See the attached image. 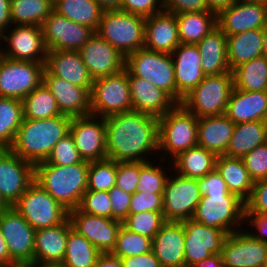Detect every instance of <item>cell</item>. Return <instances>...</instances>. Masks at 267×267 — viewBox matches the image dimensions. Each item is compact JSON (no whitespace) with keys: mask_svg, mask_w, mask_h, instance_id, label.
<instances>
[{"mask_svg":"<svg viewBox=\"0 0 267 267\" xmlns=\"http://www.w3.org/2000/svg\"><path fill=\"white\" fill-rule=\"evenodd\" d=\"M105 124L108 159L147 162L146 154L158 152L157 117L132 110L106 116Z\"/></svg>","mask_w":267,"mask_h":267,"instance_id":"cell-1","label":"cell"},{"mask_svg":"<svg viewBox=\"0 0 267 267\" xmlns=\"http://www.w3.org/2000/svg\"><path fill=\"white\" fill-rule=\"evenodd\" d=\"M71 120L66 115L23 119L10 150L34 166L44 162L57 142L69 133Z\"/></svg>","mask_w":267,"mask_h":267,"instance_id":"cell-2","label":"cell"},{"mask_svg":"<svg viewBox=\"0 0 267 267\" xmlns=\"http://www.w3.org/2000/svg\"><path fill=\"white\" fill-rule=\"evenodd\" d=\"M89 162L73 165H54L44 162L35 165L36 181L68 211L78 208L87 190Z\"/></svg>","mask_w":267,"mask_h":267,"instance_id":"cell-3","label":"cell"},{"mask_svg":"<svg viewBox=\"0 0 267 267\" xmlns=\"http://www.w3.org/2000/svg\"><path fill=\"white\" fill-rule=\"evenodd\" d=\"M145 19L120 9H107L95 33L126 57L143 48Z\"/></svg>","mask_w":267,"mask_h":267,"instance_id":"cell-4","label":"cell"},{"mask_svg":"<svg viewBox=\"0 0 267 267\" xmlns=\"http://www.w3.org/2000/svg\"><path fill=\"white\" fill-rule=\"evenodd\" d=\"M198 118L181 104L158 118V151L172 160L180 153L197 146Z\"/></svg>","mask_w":267,"mask_h":267,"instance_id":"cell-5","label":"cell"},{"mask_svg":"<svg viewBox=\"0 0 267 267\" xmlns=\"http://www.w3.org/2000/svg\"><path fill=\"white\" fill-rule=\"evenodd\" d=\"M234 87L233 73L205 76L181 101L197 118L223 115Z\"/></svg>","mask_w":267,"mask_h":267,"instance_id":"cell-6","label":"cell"},{"mask_svg":"<svg viewBox=\"0 0 267 267\" xmlns=\"http://www.w3.org/2000/svg\"><path fill=\"white\" fill-rule=\"evenodd\" d=\"M128 75L141 77L166 91L176 101L174 63L169 53L138 49L125 57Z\"/></svg>","mask_w":267,"mask_h":267,"instance_id":"cell-7","label":"cell"},{"mask_svg":"<svg viewBox=\"0 0 267 267\" xmlns=\"http://www.w3.org/2000/svg\"><path fill=\"white\" fill-rule=\"evenodd\" d=\"M91 115L106 117L133 110L130 96L129 75L121 72L93 80Z\"/></svg>","mask_w":267,"mask_h":267,"instance_id":"cell-8","label":"cell"},{"mask_svg":"<svg viewBox=\"0 0 267 267\" xmlns=\"http://www.w3.org/2000/svg\"><path fill=\"white\" fill-rule=\"evenodd\" d=\"M13 206L35 230L54 227L69 217V211L36 181Z\"/></svg>","mask_w":267,"mask_h":267,"instance_id":"cell-9","label":"cell"},{"mask_svg":"<svg viewBox=\"0 0 267 267\" xmlns=\"http://www.w3.org/2000/svg\"><path fill=\"white\" fill-rule=\"evenodd\" d=\"M244 212L245 202L237 195H202L192 219L230 234L240 230Z\"/></svg>","mask_w":267,"mask_h":267,"instance_id":"cell-10","label":"cell"},{"mask_svg":"<svg viewBox=\"0 0 267 267\" xmlns=\"http://www.w3.org/2000/svg\"><path fill=\"white\" fill-rule=\"evenodd\" d=\"M44 70L45 63L3 57L0 62V97L23 100L43 83Z\"/></svg>","mask_w":267,"mask_h":267,"instance_id":"cell-11","label":"cell"},{"mask_svg":"<svg viewBox=\"0 0 267 267\" xmlns=\"http://www.w3.org/2000/svg\"><path fill=\"white\" fill-rule=\"evenodd\" d=\"M168 177L163 191V214L166 221L191 219L201 200L198 180L176 174Z\"/></svg>","mask_w":267,"mask_h":267,"instance_id":"cell-12","label":"cell"},{"mask_svg":"<svg viewBox=\"0 0 267 267\" xmlns=\"http://www.w3.org/2000/svg\"><path fill=\"white\" fill-rule=\"evenodd\" d=\"M41 28L48 51H78L95 34L88 26L75 23L54 10L43 21Z\"/></svg>","mask_w":267,"mask_h":267,"instance_id":"cell-13","label":"cell"},{"mask_svg":"<svg viewBox=\"0 0 267 267\" xmlns=\"http://www.w3.org/2000/svg\"><path fill=\"white\" fill-rule=\"evenodd\" d=\"M182 222L185 230V267H193L212 255L221 254L227 232L207 227L192 218Z\"/></svg>","mask_w":267,"mask_h":267,"instance_id":"cell-14","label":"cell"},{"mask_svg":"<svg viewBox=\"0 0 267 267\" xmlns=\"http://www.w3.org/2000/svg\"><path fill=\"white\" fill-rule=\"evenodd\" d=\"M69 132L84 161L93 162L107 158L105 117H74Z\"/></svg>","mask_w":267,"mask_h":267,"instance_id":"cell-15","label":"cell"},{"mask_svg":"<svg viewBox=\"0 0 267 267\" xmlns=\"http://www.w3.org/2000/svg\"><path fill=\"white\" fill-rule=\"evenodd\" d=\"M35 166L10 149H0V194L13 206L34 182Z\"/></svg>","mask_w":267,"mask_h":267,"instance_id":"cell-16","label":"cell"},{"mask_svg":"<svg viewBox=\"0 0 267 267\" xmlns=\"http://www.w3.org/2000/svg\"><path fill=\"white\" fill-rule=\"evenodd\" d=\"M0 229L13 261L33 260L36 230L14 206L0 212Z\"/></svg>","mask_w":267,"mask_h":267,"instance_id":"cell-17","label":"cell"},{"mask_svg":"<svg viewBox=\"0 0 267 267\" xmlns=\"http://www.w3.org/2000/svg\"><path fill=\"white\" fill-rule=\"evenodd\" d=\"M1 39L8 42V49L3 48L4 57L16 61L46 62L48 50L41 26L15 25L8 35L4 32L0 36Z\"/></svg>","mask_w":267,"mask_h":267,"instance_id":"cell-18","label":"cell"},{"mask_svg":"<svg viewBox=\"0 0 267 267\" xmlns=\"http://www.w3.org/2000/svg\"><path fill=\"white\" fill-rule=\"evenodd\" d=\"M242 229L228 234L221 257L224 267H264L267 244Z\"/></svg>","mask_w":267,"mask_h":267,"instance_id":"cell-19","label":"cell"},{"mask_svg":"<svg viewBox=\"0 0 267 267\" xmlns=\"http://www.w3.org/2000/svg\"><path fill=\"white\" fill-rule=\"evenodd\" d=\"M72 228L87 238L101 253H111L122 222L112 218L89 215L78 208L69 211Z\"/></svg>","mask_w":267,"mask_h":267,"instance_id":"cell-20","label":"cell"},{"mask_svg":"<svg viewBox=\"0 0 267 267\" xmlns=\"http://www.w3.org/2000/svg\"><path fill=\"white\" fill-rule=\"evenodd\" d=\"M78 51L93 80L125 69V57L96 33Z\"/></svg>","mask_w":267,"mask_h":267,"instance_id":"cell-21","label":"cell"},{"mask_svg":"<svg viewBox=\"0 0 267 267\" xmlns=\"http://www.w3.org/2000/svg\"><path fill=\"white\" fill-rule=\"evenodd\" d=\"M43 83L55 97L62 115L71 118L91 115V89H85L58 78L46 68L43 73Z\"/></svg>","mask_w":267,"mask_h":267,"instance_id":"cell-22","label":"cell"},{"mask_svg":"<svg viewBox=\"0 0 267 267\" xmlns=\"http://www.w3.org/2000/svg\"><path fill=\"white\" fill-rule=\"evenodd\" d=\"M267 24V1L258 3L235 2L217 16V26L226 36L253 29H263Z\"/></svg>","mask_w":267,"mask_h":267,"instance_id":"cell-23","label":"cell"},{"mask_svg":"<svg viewBox=\"0 0 267 267\" xmlns=\"http://www.w3.org/2000/svg\"><path fill=\"white\" fill-rule=\"evenodd\" d=\"M176 102L194 89L205 77L201 67V55L196 45L180 44L172 53ZM175 56V58H174Z\"/></svg>","mask_w":267,"mask_h":267,"instance_id":"cell-24","label":"cell"},{"mask_svg":"<svg viewBox=\"0 0 267 267\" xmlns=\"http://www.w3.org/2000/svg\"><path fill=\"white\" fill-rule=\"evenodd\" d=\"M129 85L134 111L160 118L178 104L166 91L141 77L129 75Z\"/></svg>","mask_w":267,"mask_h":267,"instance_id":"cell-25","label":"cell"},{"mask_svg":"<svg viewBox=\"0 0 267 267\" xmlns=\"http://www.w3.org/2000/svg\"><path fill=\"white\" fill-rule=\"evenodd\" d=\"M183 222L167 221L152 239V251L162 267H185Z\"/></svg>","mask_w":267,"mask_h":267,"instance_id":"cell-26","label":"cell"},{"mask_svg":"<svg viewBox=\"0 0 267 267\" xmlns=\"http://www.w3.org/2000/svg\"><path fill=\"white\" fill-rule=\"evenodd\" d=\"M180 44L175 14L162 11L145 19L143 48L171 54Z\"/></svg>","mask_w":267,"mask_h":267,"instance_id":"cell-27","label":"cell"},{"mask_svg":"<svg viewBox=\"0 0 267 267\" xmlns=\"http://www.w3.org/2000/svg\"><path fill=\"white\" fill-rule=\"evenodd\" d=\"M45 68L58 78L85 89H92L93 79L83 63L79 51H48Z\"/></svg>","mask_w":267,"mask_h":267,"instance_id":"cell-28","label":"cell"},{"mask_svg":"<svg viewBox=\"0 0 267 267\" xmlns=\"http://www.w3.org/2000/svg\"><path fill=\"white\" fill-rule=\"evenodd\" d=\"M71 228L68 217L59 225L36 230L33 260L37 264L62 263L66 253L68 231Z\"/></svg>","mask_w":267,"mask_h":267,"instance_id":"cell-29","label":"cell"},{"mask_svg":"<svg viewBox=\"0 0 267 267\" xmlns=\"http://www.w3.org/2000/svg\"><path fill=\"white\" fill-rule=\"evenodd\" d=\"M225 115L234 123L267 119V90L245 91L233 87Z\"/></svg>","mask_w":267,"mask_h":267,"instance_id":"cell-30","label":"cell"},{"mask_svg":"<svg viewBox=\"0 0 267 267\" xmlns=\"http://www.w3.org/2000/svg\"><path fill=\"white\" fill-rule=\"evenodd\" d=\"M234 126L225 114L198 118L197 145L216 156L225 155Z\"/></svg>","mask_w":267,"mask_h":267,"instance_id":"cell-31","label":"cell"},{"mask_svg":"<svg viewBox=\"0 0 267 267\" xmlns=\"http://www.w3.org/2000/svg\"><path fill=\"white\" fill-rule=\"evenodd\" d=\"M201 67L205 76L230 72L227 52V36L216 26L198 44Z\"/></svg>","mask_w":267,"mask_h":267,"instance_id":"cell-32","label":"cell"},{"mask_svg":"<svg viewBox=\"0 0 267 267\" xmlns=\"http://www.w3.org/2000/svg\"><path fill=\"white\" fill-rule=\"evenodd\" d=\"M215 169L227 184L230 193L237 195L244 202L250 198L254 181L250 178L242 158L219 155Z\"/></svg>","mask_w":267,"mask_h":267,"instance_id":"cell-33","label":"cell"},{"mask_svg":"<svg viewBox=\"0 0 267 267\" xmlns=\"http://www.w3.org/2000/svg\"><path fill=\"white\" fill-rule=\"evenodd\" d=\"M228 64L231 72L238 66L262 56L263 29L227 36Z\"/></svg>","mask_w":267,"mask_h":267,"instance_id":"cell-34","label":"cell"},{"mask_svg":"<svg viewBox=\"0 0 267 267\" xmlns=\"http://www.w3.org/2000/svg\"><path fill=\"white\" fill-rule=\"evenodd\" d=\"M181 44H198L217 26V16L209 11L175 14Z\"/></svg>","mask_w":267,"mask_h":267,"instance_id":"cell-35","label":"cell"},{"mask_svg":"<svg viewBox=\"0 0 267 267\" xmlns=\"http://www.w3.org/2000/svg\"><path fill=\"white\" fill-rule=\"evenodd\" d=\"M266 140L265 121H248L235 124L225 155L242 158Z\"/></svg>","mask_w":267,"mask_h":267,"instance_id":"cell-36","label":"cell"},{"mask_svg":"<svg viewBox=\"0 0 267 267\" xmlns=\"http://www.w3.org/2000/svg\"><path fill=\"white\" fill-rule=\"evenodd\" d=\"M217 156L204 147L195 146L173 159L174 172L183 177L199 179L215 169Z\"/></svg>","mask_w":267,"mask_h":267,"instance_id":"cell-37","label":"cell"},{"mask_svg":"<svg viewBox=\"0 0 267 267\" xmlns=\"http://www.w3.org/2000/svg\"><path fill=\"white\" fill-rule=\"evenodd\" d=\"M54 11L95 32L104 13V9L95 0H58L54 4Z\"/></svg>","mask_w":267,"mask_h":267,"instance_id":"cell-38","label":"cell"},{"mask_svg":"<svg viewBox=\"0 0 267 267\" xmlns=\"http://www.w3.org/2000/svg\"><path fill=\"white\" fill-rule=\"evenodd\" d=\"M234 88L245 91L267 90V58L263 55L236 67L233 71Z\"/></svg>","mask_w":267,"mask_h":267,"instance_id":"cell-39","label":"cell"},{"mask_svg":"<svg viewBox=\"0 0 267 267\" xmlns=\"http://www.w3.org/2000/svg\"><path fill=\"white\" fill-rule=\"evenodd\" d=\"M22 100L0 97V149H10L23 122Z\"/></svg>","mask_w":267,"mask_h":267,"instance_id":"cell-40","label":"cell"},{"mask_svg":"<svg viewBox=\"0 0 267 267\" xmlns=\"http://www.w3.org/2000/svg\"><path fill=\"white\" fill-rule=\"evenodd\" d=\"M101 252L75 229L68 231L66 253L63 264L66 267H94Z\"/></svg>","mask_w":267,"mask_h":267,"instance_id":"cell-41","label":"cell"},{"mask_svg":"<svg viewBox=\"0 0 267 267\" xmlns=\"http://www.w3.org/2000/svg\"><path fill=\"white\" fill-rule=\"evenodd\" d=\"M24 119H44L62 115L53 94L42 83L31 91L23 100Z\"/></svg>","mask_w":267,"mask_h":267,"instance_id":"cell-42","label":"cell"},{"mask_svg":"<svg viewBox=\"0 0 267 267\" xmlns=\"http://www.w3.org/2000/svg\"><path fill=\"white\" fill-rule=\"evenodd\" d=\"M53 10L50 0H11V22L41 26Z\"/></svg>","mask_w":267,"mask_h":267,"instance_id":"cell-43","label":"cell"},{"mask_svg":"<svg viewBox=\"0 0 267 267\" xmlns=\"http://www.w3.org/2000/svg\"><path fill=\"white\" fill-rule=\"evenodd\" d=\"M150 251H152V238L132 232L122 225L111 254L119 258H127Z\"/></svg>","mask_w":267,"mask_h":267,"instance_id":"cell-44","label":"cell"},{"mask_svg":"<svg viewBox=\"0 0 267 267\" xmlns=\"http://www.w3.org/2000/svg\"><path fill=\"white\" fill-rule=\"evenodd\" d=\"M117 162L103 159L89 162L87 190L107 191L115 186Z\"/></svg>","mask_w":267,"mask_h":267,"instance_id":"cell-45","label":"cell"},{"mask_svg":"<svg viewBox=\"0 0 267 267\" xmlns=\"http://www.w3.org/2000/svg\"><path fill=\"white\" fill-rule=\"evenodd\" d=\"M166 222L163 212L143 211L128 214L122 225L132 232L153 239Z\"/></svg>","mask_w":267,"mask_h":267,"instance_id":"cell-46","label":"cell"},{"mask_svg":"<svg viewBox=\"0 0 267 267\" xmlns=\"http://www.w3.org/2000/svg\"><path fill=\"white\" fill-rule=\"evenodd\" d=\"M159 166L153 165L151 160L139 162V182L136 192L163 194L169 176Z\"/></svg>","mask_w":267,"mask_h":267,"instance_id":"cell-47","label":"cell"},{"mask_svg":"<svg viewBox=\"0 0 267 267\" xmlns=\"http://www.w3.org/2000/svg\"><path fill=\"white\" fill-rule=\"evenodd\" d=\"M78 209L89 215L112 218L111 200L107 191L86 190Z\"/></svg>","mask_w":267,"mask_h":267,"instance_id":"cell-48","label":"cell"},{"mask_svg":"<svg viewBox=\"0 0 267 267\" xmlns=\"http://www.w3.org/2000/svg\"><path fill=\"white\" fill-rule=\"evenodd\" d=\"M82 161L70 132L57 142L45 160L46 163L62 166L78 164Z\"/></svg>","mask_w":267,"mask_h":267,"instance_id":"cell-49","label":"cell"},{"mask_svg":"<svg viewBox=\"0 0 267 267\" xmlns=\"http://www.w3.org/2000/svg\"><path fill=\"white\" fill-rule=\"evenodd\" d=\"M242 160L254 182L267 178V142L248 152Z\"/></svg>","mask_w":267,"mask_h":267,"instance_id":"cell-50","label":"cell"},{"mask_svg":"<svg viewBox=\"0 0 267 267\" xmlns=\"http://www.w3.org/2000/svg\"><path fill=\"white\" fill-rule=\"evenodd\" d=\"M139 182V162H117L115 185L129 194L136 192Z\"/></svg>","mask_w":267,"mask_h":267,"instance_id":"cell-51","label":"cell"},{"mask_svg":"<svg viewBox=\"0 0 267 267\" xmlns=\"http://www.w3.org/2000/svg\"><path fill=\"white\" fill-rule=\"evenodd\" d=\"M163 194L134 192L131 195L129 214L143 211L163 212Z\"/></svg>","mask_w":267,"mask_h":267,"instance_id":"cell-52","label":"cell"},{"mask_svg":"<svg viewBox=\"0 0 267 267\" xmlns=\"http://www.w3.org/2000/svg\"><path fill=\"white\" fill-rule=\"evenodd\" d=\"M120 10L147 18L164 11L163 0H121Z\"/></svg>","mask_w":267,"mask_h":267,"instance_id":"cell-53","label":"cell"},{"mask_svg":"<svg viewBox=\"0 0 267 267\" xmlns=\"http://www.w3.org/2000/svg\"><path fill=\"white\" fill-rule=\"evenodd\" d=\"M244 213L267 214V178L254 182Z\"/></svg>","mask_w":267,"mask_h":267,"instance_id":"cell-54","label":"cell"},{"mask_svg":"<svg viewBox=\"0 0 267 267\" xmlns=\"http://www.w3.org/2000/svg\"><path fill=\"white\" fill-rule=\"evenodd\" d=\"M197 180L201 195H235L230 193L227 184L216 169Z\"/></svg>","mask_w":267,"mask_h":267,"instance_id":"cell-55","label":"cell"},{"mask_svg":"<svg viewBox=\"0 0 267 267\" xmlns=\"http://www.w3.org/2000/svg\"><path fill=\"white\" fill-rule=\"evenodd\" d=\"M108 193L111 200L112 219L122 222L129 214L132 194L126 193L116 185Z\"/></svg>","mask_w":267,"mask_h":267,"instance_id":"cell-56","label":"cell"},{"mask_svg":"<svg viewBox=\"0 0 267 267\" xmlns=\"http://www.w3.org/2000/svg\"><path fill=\"white\" fill-rule=\"evenodd\" d=\"M163 8L172 14L208 11L206 0H163Z\"/></svg>","mask_w":267,"mask_h":267,"instance_id":"cell-57","label":"cell"},{"mask_svg":"<svg viewBox=\"0 0 267 267\" xmlns=\"http://www.w3.org/2000/svg\"><path fill=\"white\" fill-rule=\"evenodd\" d=\"M248 219L250 226L255 228L253 230L255 232H252L251 228V231L248 233L255 239L267 244V214L244 213V221H248Z\"/></svg>","mask_w":267,"mask_h":267,"instance_id":"cell-58","label":"cell"},{"mask_svg":"<svg viewBox=\"0 0 267 267\" xmlns=\"http://www.w3.org/2000/svg\"><path fill=\"white\" fill-rule=\"evenodd\" d=\"M121 261L124 267H162L153 251L142 255L121 258Z\"/></svg>","mask_w":267,"mask_h":267,"instance_id":"cell-59","label":"cell"},{"mask_svg":"<svg viewBox=\"0 0 267 267\" xmlns=\"http://www.w3.org/2000/svg\"><path fill=\"white\" fill-rule=\"evenodd\" d=\"M11 24V0H0V36Z\"/></svg>","mask_w":267,"mask_h":267,"instance_id":"cell-60","label":"cell"},{"mask_svg":"<svg viewBox=\"0 0 267 267\" xmlns=\"http://www.w3.org/2000/svg\"><path fill=\"white\" fill-rule=\"evenodd\" d=\"M94 267H124L121 258L111 253H101L95 262Z\"/></svg>","mask_w":267,"mask_h":267,"instance_id":"cell-61","label":"cell"},{"mask_svg":"<svg viewBox=\"0 0 267 267\" xmlns=\"http://www.w3.org/2000/svg\"><path fill=\"white\" fill-rule=\"evenodd\" d=\"M235 0H206L207 8L209 12L218 16L223 10L231 7Z\"/></svg>","mask_w":267,"mask_h":267,"instance_id":"cell-62","label":"cell"},{"mask_svg":"<svg viewBox=\"0 0 267 267\" xmlns=\"http://www.w3.org/2000/svg\"><path fill=\"white\" fill-rule=\"evenodd\" d=\"M193 267H224L221 254L212 255Z\"/></svg>","mask_w":267,"mask_h":267,"instance_id":"cell-63","label":"cell"},{"mask_svg":"<svg viewBox=\"0 0 267 267\" xmlns=\"http://www.w3.org/2000/svg\"><path fill=\"white\" fill-rule=\"evenodd\" d=\"M13 261L10 258L7 243L2 235V231L0 229V266L7 264L8 262Z\"/></svg>","mask_w":267,"mask_h":267,"instance_id":"cell-64","label":"cell"},{"mask_svg":"<svg viewBox=\"0 0 267 267\" xmlns=\"http://www.w3.org/2000/svg\"><path fill=\"white\" fill-rule=\"evenodd\" d=\"M0 267H38L34 260H14Z\"/></svg>","mask_w":267,"mask_h":267,"instance_id":"cell-65","label":"cell"},{"mask_svg":"<svg viewBox=\"0 0 267 267\" xmlns=\"http://www.w3.org/2000/svg\"><path fill=\"white\" fill-rule=\"evenodd\" d=\"M104 10L120 9L121 0H95Z\"/></svg>","mask_w":267,"mask_h":267,"instance_id":"cell-66","label":"cell"},{"mask_svg":"<svg viewBox=\"0 0 267 267\" xmlns=\"http://www.w3.org/2000/svg\"><path fill=\"white\" fill-rule=\"evenodd\" d=\"M262 55L267 58V24L263 28V51Z\"/></svg>","mask_w":267,"mask_h":267,"instance_id":"cell-67","label":"cell"},{"mask_svg":"<svg viewBox=\"0 0 267 267\" xmlns=\"http://www.w3.org/2000/svg\"><path fill=\"white\" fill-rule=\"evenodd\" d=\"M38 267H66L63 263L38 264Z\"/></svg>","mask_w":267,"mask_h":267,"instance_id":"cell-68","label":"cell"},{"mask_svg":"<svg viewBox=\"0 0 267 267\" xmlns=\"http://www.w3.org/2000/svg\"><path fill=\"white\" fill-rule=\"evenodd\" d=\"M8 207H10V205L2 198L0 194V212Z\"/></svg>","mask_w":267,"mask_h":267,"instance_id":"cell-69","label":"cell"},{"mask_svg":"<svg viewBox=\"0 0 267 267\" xmlns=\"http://www.w3.org/2000/svg\"><path fill=\"white\" fill-rule=\"evenodd\" d=\"M236 2L242 3H258V2H266V0H235Z\"/></svg>","mask_w":267,"mask_h":267,"instance_id":"cell-70","label":"cell"},{"mask_svg":"<svg viewBox=\"0 0 267 267\" xmlns=\"http://www.w3.org/2000/svg\"><path fill=\"white\" fill-rule=\"evenodd\" d=\"M0 42H2V41H0ZM0 46H2V45L0 44ZM0 49H1L0 50V62H1L2 58L4 57V55H3V50H2L3 48L0 47Z\"/></svg>","mask_w":267,"mask_h":267,"instance_id":"cell-71","label":"cell"},{"mask_svg":"<svg viewBox=\"0 0 267 267\" xmlns=\"http://www.w3.org/2000/svg\"><path fill=\"white\" fill-rule=\"evenodd\" d=\"M265 127H266V140H267V119L265 120Z\"/></svg>","mask_w":267,"mask_h":267,"instance_id":"cell-72","label":"cell"},{"mask_svg":"<svg viewBox=\"0 0 267 267\" xmlns=\"http://www.w3.org/2000/svg\"><path fill=\"white\" fill-rule=\"evenodd\" d=\"M52 3H53V5L58 1V0H50Z\"/></svg>","mask_w":267,"mask_h":267,"instance_id":"cell-73","label":"cell"},{"mask_svg":"<svg viewBox=\"0 0 267 267\" xmlns=\"http://www.w3.org/2000/svg\"><path fill=\"white\" fill-rule=\"evenodd\" d=\"M264 267H267V259L265 260V264H264Z\"/></svg>","mask_w":267,"mask_h":267,"instance_id":"cell-74","label":"cell"}]
</instances>
